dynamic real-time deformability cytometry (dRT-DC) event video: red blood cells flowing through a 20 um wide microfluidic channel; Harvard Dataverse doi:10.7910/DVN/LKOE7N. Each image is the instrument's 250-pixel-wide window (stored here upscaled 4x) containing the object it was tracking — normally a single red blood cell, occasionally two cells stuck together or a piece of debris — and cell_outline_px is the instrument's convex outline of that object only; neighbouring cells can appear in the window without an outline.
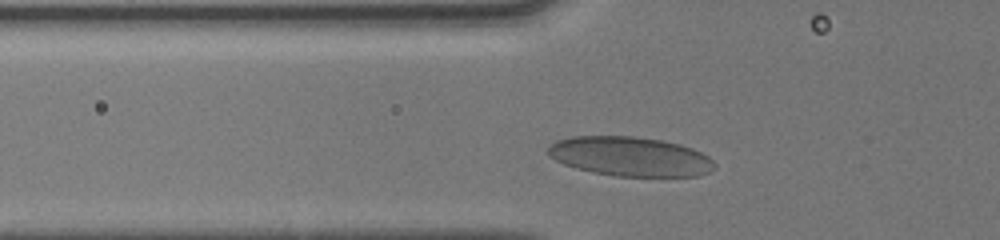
{"species": "human", "species_latin": "Homo sapiens", "temperature_condition": "cold", "stored_images_in_passage": 31, "camera_frame_rate_fps": 3000, "um_per_image_px": 0.085, "donor": {"sex": "male"}, "frame": {"image": 1, "passage_image": 6, "time_ms": 1.667, "image_size_px": [1000, 240], "cell_outline_px": [[716, 164], [708, 172], [700, 176], [616, 176], [592, 172], [576, 168], [564, 164], [548, 156], [548, 148], [556, 140], [572, 136], [636, 136], [660, 140], [680, 144], [692, 148], [708, 156]], "centroid_in_image_um": [53.55, 13.3], "position_along_channel_um": 72.3, "area_um2": 38.21}}
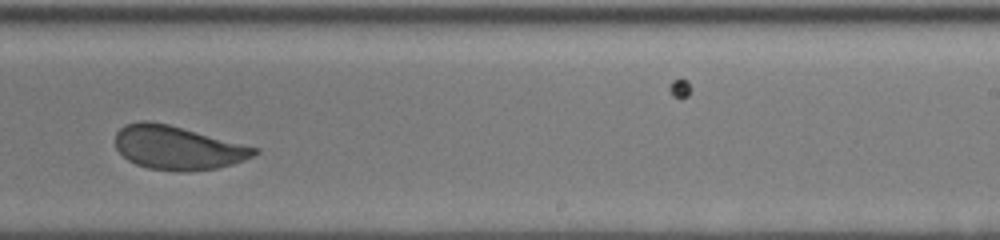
{"frame": {"image": 2, "passage_image": 21, "time_ms": 6.667, "image_size_px": [1000, 240], "cell_outline_px": [[260, 152], [244, 160], [232, 164], [216, 168], [148, 168], [136, 164], [128, 160], [116, 148], [116, 132], [124, 124], [140, 120], [148, 120], [168, 124], [260, 148]], "centroid_in_image_um": [15.09, 12.49], "position_along_channel_um": 273.9, "area_um2": 34.45}}
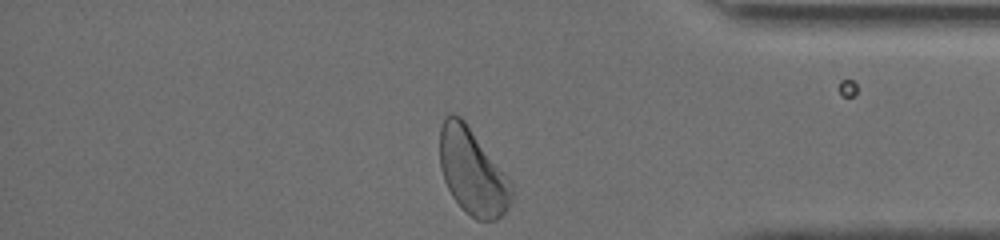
{"frame": {"image": 3, "passage_image": 31, "time_ms": 10.0, "image_size_px": [1000, 240], "cell_outline_px": [[512, 200], [508, 208], [496, 220], [476, 220], [460, 208], [452, 196], [444, 180], [440, 168], [440, 128], [444, 116], [452, 112], [460, 116], [464, 120], [508, 176], [512, 184]], "centroid_in_image_um": [40.15, 14.59], "position_along_channel_um": 395.1, "area_um2": 36.18}, "authors_computed_cell_mechanics": {"area_um2": 35.9516, "velocity_mm_per_s": 4.08, "shape_relaxation_time_tau1_ms": 4.6768, "shape_relaxation_time_tau2_ms": null, "deformation_change_tau1": 0.0998, "deformation_change_tau2": null}}